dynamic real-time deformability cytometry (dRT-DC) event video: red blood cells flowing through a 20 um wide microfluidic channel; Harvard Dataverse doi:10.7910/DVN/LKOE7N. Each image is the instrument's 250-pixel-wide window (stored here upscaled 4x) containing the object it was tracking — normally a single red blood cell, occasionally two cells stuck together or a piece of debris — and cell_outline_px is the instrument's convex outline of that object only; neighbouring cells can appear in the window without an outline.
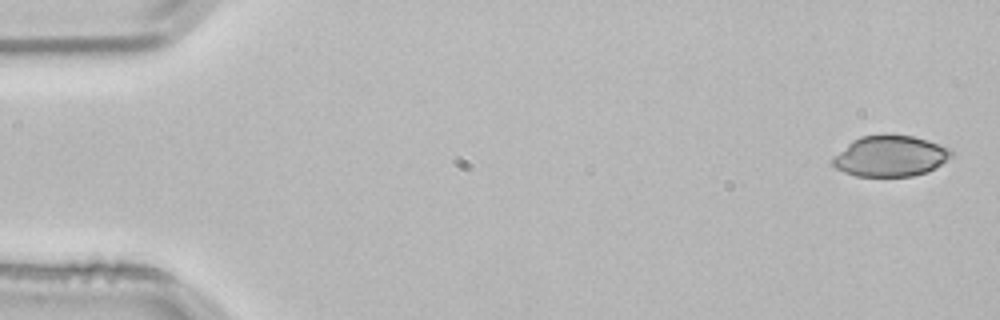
{"species": "common noctule bat (a hibernating species)", "species_latin": "Nyctalus noctula", "temperature_condition": "room temperature", "stored_images_in_passage": 3, "camera_frame_rate_fps": 3000, "um_per_image_px": 0.085, "animal": {"sex": "male", "body_mass_g": 21.5, "forearm_length_mm": 52.0}, "frame": {"image": 1, "passage_image": 1, "time_ms": 0.0, "image_size_px": [1000, 320], "cell_outline_px": [[952, 156], [936, 168], [912, 176], [856, 176], [844, 172], [836, 168], [832, 164], [832, 156], [852, 140], [860, 136], [912, 136], [952, 148]], "centroid_in_image_um": [75.65, 13.28], "position_along_channel_um": 9.3, "area_um2": 27.98}}
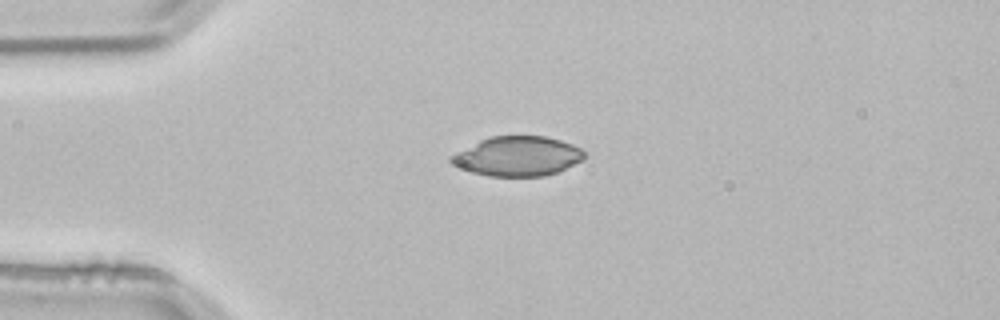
{"frame": {"image": 2, "passage_image": 3, "time_ms": 0.667, "image_size_px": [1000, 320], "cell_outline_px": [[584, 160], [560, 172], [544, 176], [488, 176], [472, 172], [452, 164], [448, 160], [448, 156], [488, 136], [544, 136], [560, 140], [572, 144], [580, 148], [584, 152]], "centroid_in_image_um": [44.0, 13.28], "position_along_channel_um": 41.0, "area_um2": 30.92}}